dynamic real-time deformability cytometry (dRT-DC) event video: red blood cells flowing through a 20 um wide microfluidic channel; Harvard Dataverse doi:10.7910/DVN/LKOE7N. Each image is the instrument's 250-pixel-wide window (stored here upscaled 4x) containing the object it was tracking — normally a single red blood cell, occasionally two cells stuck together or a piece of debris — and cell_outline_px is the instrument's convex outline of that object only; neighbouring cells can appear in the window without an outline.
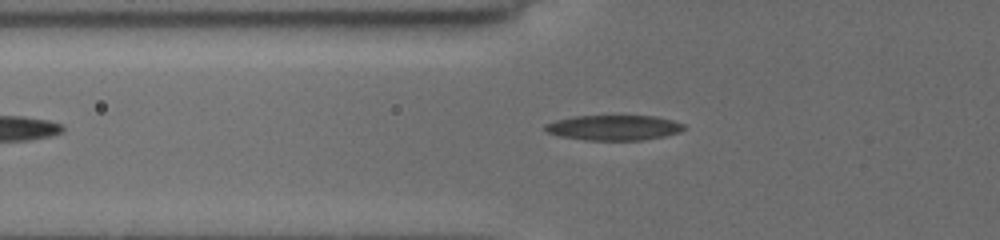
{"species": "common noctule bat (a hibernating species)", "species_latin": "Nyctalus noctula", "temperature_condition": "cold", "stored_images_in_passage": 7, "camera_frame_rate_fps": 3000, "um_per_image_px": 0.085, "animal": {"sex": "female", "body_mass_g": 19.5, "forearm_length_mm": 54.1}, "frame": {"image": 1, "passage_image": 7, "time_ms": 2.0, "image_size_px": [1000, 240], "cell_outline_px": [[684, 128], [680, 132], [664, 136], [640, 140], [584, 140], [560, 136], [548, 132], [544, 128], [544, 124], [556, 120], [572, 116], [656, 116], [672, 120], [684, 124]], "centroid_in_image_um": [52.16, 10.85], "position_along_channel_um": 73.6, "area_um2": 20.29}}